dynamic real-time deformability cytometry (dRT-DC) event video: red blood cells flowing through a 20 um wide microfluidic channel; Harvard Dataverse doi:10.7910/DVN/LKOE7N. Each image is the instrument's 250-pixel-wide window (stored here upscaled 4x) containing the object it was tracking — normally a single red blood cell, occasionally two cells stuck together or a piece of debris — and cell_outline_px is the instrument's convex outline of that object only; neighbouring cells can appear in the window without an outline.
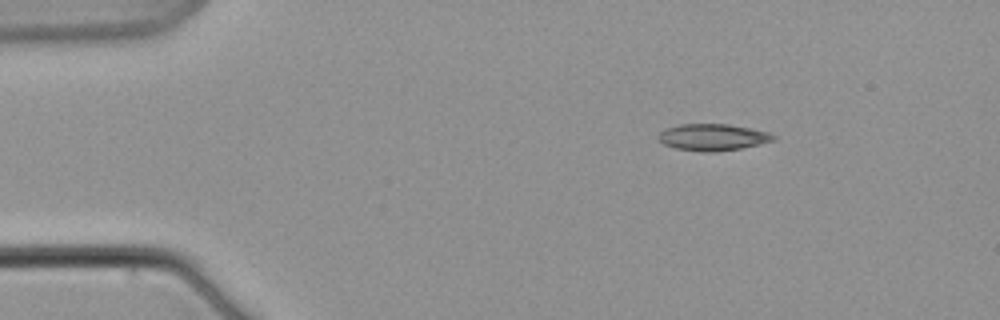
{"species": "common noctule bat (a hibernating species)", "species_latin": "Nyctalus noctula", "temperature_condition": "warm", "stored_images_in_passage": 4, "camera_frame_rate_fps": 3000, "um_per_image_px": 0.085, "animal": {"sex": "male", "body_mass_g": 21.5, "forearm_length_mm": 52.0}, "frame": {"image": 1, "passage_image": 1, "time_ms": 0.0, "image_size_px": [1000, 320], "cell_outline_px": [[776, 136], [772, 140], [760, 144], [740, 148], [712, 152], [704, 152], [676, 148], [664, 144], [656, 136], [664, 128], [680, 124], [728, 124], [768, 132]], "centroid_in_image_um": [60.53, 11.65], "position_along_channel_um": 24.5, "area_um2": 17.69}}
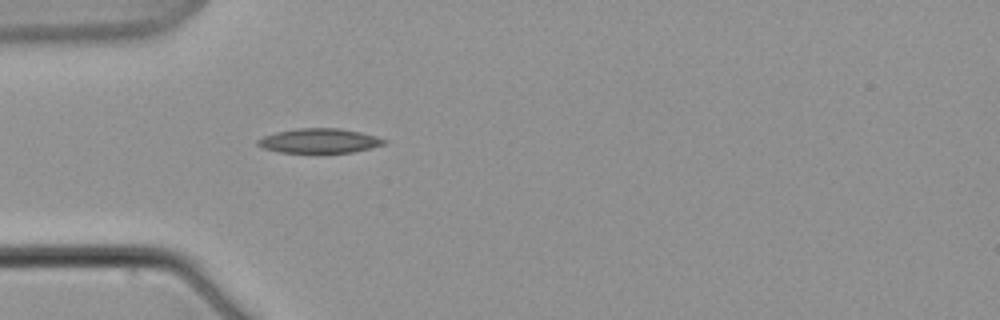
{"frame": {"image": 2, "passage_image": 4, "time_ms": 3.667, "image_size_px": [1000, 320], "cell_outline_px": [[388, 144], [372, 148], [352, 152], [280, 152], [264, 148], [256, 144], [256, 140], [264, 136], [276, 132], [296, 128], [340, 128], [360, 132], [376, 136], [388, 140]], "centroid_in_image_um": [27.19, 11.96], "position_along_channel_um": 57.8, "area_um2": 18.09}}